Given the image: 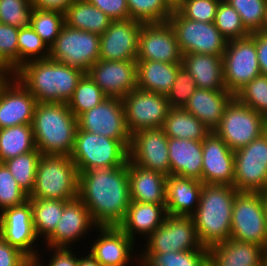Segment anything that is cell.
Segmentation results:
<instances>
[{
  "label": "cell",
  "mask_w": 267,
  "mask_h": 266,
  "mask_svg": "<svg viewBox=\"0 0 267 266\" xmlns=\"http://www.w3.org/2000/svg\"><path fill=\"white\" fill-rule=\"evenodd\" d=\"M78 198L98 227L118 226L131 202L128 161L121 167L79 172Z\"/></svg>",
  "instance_id": "6da1fadb"
},
{
  "label": "cell",
  "mask_w": 267,
  "mask_h": 266,
  "mask_svg": "<svg viewBox=\"0 0 267 266\" xmlns=\"http://www.w3.org/2000/svg\"><path fill=\"white\" fill-rule=\"evenodd\" d=\"M84 74L80 69L47 58L26 62L13 76L38 103H67Z\"/></svg>",
  "instance_id": "7a4b0ae2"
},
{
  "label": "cell",
  "mask_w": 267,
  "mask_h": 266,
  "mask_svg": "<svg viewBox=\"0 0 267 266\" xmlns=\"http://www.w3.org/2000/svg\"><path fill=\"white\" fill-rule=\"evenodd\" d=\"M238 191L229 185L203 184L192 215L197 236L205 248L230 239L233 203Z\"/></svg>",
  "instance_id": "3957f363"
},
{
  "label": "cell",
  "mask_w": 267,
  "mask_h": 266,
  "mask_svg": "<svg viewBox=\"0 0 267 266\" xmlns=\"http://www.w3.org/2000/svg\"><path fill=\"white\" fill-rule=\"evenodd\" d=\"M31 125L41 154L71 155L78 119L67 103H37Z\"/></svg>",
  "instance_id": "277c9868"
},
{
  "label": "cell",
  "mask_w": 267,
  "mask_h": 266,
  "mask_svg": "<svg viewBox=\"0 0 267 266\" xmlns=\"http://www.w3.org/2000/svg\"><path fill=\"white\" fill-rule=\"evenodd\" d=\"M79 172L70 156L42 154L29 198L71 201L78 197Z\"/></svg>",
  "instance_id": "5b68a950"
},
{
  "label": "cell",
  "mask_w": 267,
  "mask_h": 266,
  "mask_svg": "<svg viewBox=\"0 0 267 266\" xmlns=\"http://www.w3.org/2000/svg\"><path fill=\"white\" fill-rule=\"evenodd\" d=\"M128 148L120 141L77 129L70 158L78 172L97 168L124 166L129 159Z\"/></svg>",
  "instance_id": "8992f818"
},
{
  "label": "cell",
  "mask_w": 267,
  "mask_h": 266,
  "mask_svg": "<svg viewBox=\"0 0 267 266\" xmlns=\"http://www.w3.org/2000/svg\"><path fill=\"white\" fill-rule=\"evenodd\" d=\"M230 239L254 243L267 250L265 193L238 192L231 217Z\"/></svg>",
  "instance_id": "52a82bcc"
},
{
  "label": "cell",
  "mask_w": 267,
  "mask_h": 266,
  "mask_svg": "<svg viewBox=\"0 0 267 266\" xmlns=\"http://www.w3.org/2000/svg\"><path fill=\"white\" fill-rule=\"evenodd\" d=\"M183 54L202 53L223 56L228 40L213 22L204 23L185 18L176 8L168 19Z\"/></svg>",
  "instance_id": "ba28073f"
},
{
  "label": "cell",
  "mask_w": 267,
  "mask_h": 266,
  "mask_svg": "<svg viewBox=\"0 0 267 266\" xmlns=\"http://www.w3.org/2000/svg\"><path fill=\"white\" fill-rule=\"evenodd\" d=\"M267 120L234 97L214 132L232 151L243 148L263 134Z\"/></svg>",
  "instance_id": "9c48e42d"
},
{
  "label": "cell",
  "mask_w": 267,
  "mask_h": 266,
  "mask_svg": "<svg viewBox=\"0 0 267 266\" xmlns=\"http://www.w3.org/2000/svg\"><path fill=\"white\" fill-rule=\"evenodd\" d=\"M49 58L87 73L100 59V36L64 25L50 47Z\"/></svg>",
  "instance_id": "30bf717a"
},
{
  "label": "cell",
  "mask_w": 267,
  "mask_h": 266,
  "mask_svg": "<svg viewBox=\"0 0 267 266\" xmlns=\"http://www.w3.org/2000/svg\"><path fill=\"white\" fill-rule=\"evenodd\" d=\"M238 192H267V139L262 134L234 151V182Z\"/></svg>",
  "instance_id": "8fae6325"
},
{
  "label": "cell",
  "mask_w": 267,
  "mask_h": 266,
  "mask_svg": "<svg viewBox=\"0 0 267 266\" xmlns=\"http://www.w3.org/2000/svg\"><path fill=\"white\" fill-rule=\"evenodd\" d=\"M222 59L225 86L234 95L261 74L251 35L228 41Z\"/></svg>",
  "instance_id": "7c38bea8"
},
{
  "label": "cell",
  "mask_w": 267,
  "mask_h": 266,
  "mask_svg": "<svg viewBox=\"0 0 267 266\" xmlns=\"http://www.w3.org/2000/svg\"><path fill=\"white\" fill-rule=\"evenodd\" d=\"M142 253L202 250L192 216L167 214L164 223L147 239ZM145 249V250H144Z\"/></svg>",
  "instance_id": "4fadbf2b"
},
{
  "label": "cell",
  "mask_w": 267,
  "mask_h": 266,
  "mask_svg": "<svg viewBox=\"0 0 267 266\" xmlns=\"http://www.w3.org/2000/svg\"><path fill=\"white\" fill-rule=\"evenodd\" d=\"M77 119L80 130L120 140L128 149L130 148L131 134L126 125L122 99L107 97Z\"/></svg>",
  "instance_id": "5bb4252c"
},
{
  "label": "cell",
  "mask_w": 267,
  "mask_h": 266,
  "mask_svg": "<svg viewBox=\"0 0 267 266\" xmlns=\"http://www.w3.org/2000/svg\"><path fill=\"white\" fill-rule=\"evenodd\" d=\"M122 101L131 135L142 129L162 127L171 108L166 95L140 88L128 93Z\"/></svg>",
  "instance_id": "9a60e30c"
},
{
  "label": "cell",
  "mask_w": 267,
  "mask_h": 266,
  "mask_svg": "<svg viewBox=\"0 0 267 266\" xmlns=\"http://www.w3.org/2000/svg\"><path fill=\"white\" fill-rule=\"evenodd\" d=\"M129 160L141 168L170 175L168 137L162 127L142 129L131 135Z\"/></svg>",
  "instance_id": "2e32d148"
},
{
  "label": "cell",
  "mask_w": 267,
  "mask_h": 266,
  "mask_svg": "<svg viewBox=\"0 0 267 266\" xmlns=\"http://www.w3.org/2000/svg\"><path fill=\"white\" fill-rule=\"evenodd\" d=\"M0 236L8 244L23 252L32 262L40 256L34 246L39 238L33 226L32 206L29 199L0 213Z\"/></svg>",
  "instance_id": "e0dca14e"
},
{
  "label": "cell",
  "mask_w": 267,
  "mask_h": 266,
  "mask_svg": "<svg viewBox=\"0 0 267 266\" xmlns=\"http://www.w3.org/2000/svg\"><path fill=\"white\" fill-rule=\"evenodd\" d=\"M136 60L181 63L182 53L168 22L142 24Z\"/></svg>",
  "instance_id": "ac0fdd59"
},
{
  "label": "cell",
  "mask_w": 267,
  "mask_h": 266,
  "mask_svg": "<svg viewBox=\"0 0 267 266\" xmlns=\"http://www.w3.org/2000/svg\"><path fill=\"white\" fill-rule=\"evenodd\" d=\"M107 97L122 99L137 88V61L99 59L87 71Z\"/></svg>",
  "instance_id": "d6986e66"
},
{
  "label": "cell",
  "mask_w": 267,
  "mask_h": 266,
  "mask_svg": "<svg viewBox=\"0 0 267 266\" xmlns=\"http://www.w3.org/2000/svg\"><path fill=\"white\" fill-rule=\"evenodd\" d=\"M37 103L15 76L0 80V129L32 124Z\"/></svg>",
  "instance_id": "ffe728a7"
},
{
  "label": "cell",
  "mask_w": 267,
  "mask_h": 266,
  "mask_svg": "<svg viewBox=\"0 0 267 266\" xmlns=\"http://www.w3.org/2000/svg\"><path fill=\"white\" fill-rule=\"evenodd\" d=\"M142 24L131 18L112 20L108 29L100 36V59L136 60Z\"/></svg>",
  "instance_id": "44dd1931"
},
{
  "label": "cell",
  "mask_w": 267,
  "mask_h": 266,
  "mask_svg": "<svg viewBox=\"0 0 267 266\" xmlns=\"http://www.w3.org/2000/svg\"><path fill=\"white\" fill-rule=\"evenodd\" d=\"M202 151L201 182L233 186L234 151L214 131L202 141Z\"/></svg>",
  "instance_id": "7402d4cb"
},
{
  "label": "cell",
  "mask_w": 267,
  "mask_h": 266,
  "mask_svg": "<svg viewBox=\"0 0 267 266\" xmlns=\"http://www.w3.org/2000/svg\"><path fill=\"white\" fill-rule=\"evenodd\" d=\"M95 227L98 226L92 220L88 208L77 197L65 203L61 219L56 225V229L46 239L47 242H44L47 248H72L71 244H74L77 240L79 241V238L85 237L87 232Z\"/></svg>",
  "instance_id": "603a6c76"
},
{
  "label": "cell",
  "mask_w": 267,
  "mask_h": 266,
  "mask_svg": "<svg viewBox=\"0 0 267 266\" xmlns=\"http://www.w3.org/2000/svg\"><path fill=\"white\" fill-rule=\"evenodd\" d=\"M95 230L98 239L89 253L101 266H126L133 260L135 242L118 226H99Z\"/></svg>",
  "instance_id": "cb8c5ba5"
},
{
  "label": "cell",
  "mask_w": 267,
  "mask_h": 266,
  "mask_svg": "<svg viewBox=\"0 0 267 266\" xmlns=\"http://www.w3.org/2000/svg\"><path fill=\"white\" fill-rule=\"evenodd\" d=\"M234 97L227 90L197 88L183 109L198 118L210 131H214L221 122L225 108Z\"/></svg>",
  "instance_id": "d4e9b609"
},
{
  "label": "cell",
  "mask_w": 267,
  "mask_h": 266,
  "mask_svg": "<svg viewBox=\"0 0 267 266\" xmlns=\"http://www.w3.org/2000/svg\"><path fill=\"white\" fill-rule=\"evenodd\" d=\"M203 183L194 178L169 175L166 181V211L170 215L192 216L198 207Z\"/></svg>",
  "instance_id": "484cf974"
},
{
  "label": "cell",
  "mask_w": 267,
  "mask_h": 266,
  "mask_svg": "<svg viewBox=\"0 0 267 266\" xmlns=\"http://www.w3.org/2000/svg\"><path fill=\"white\" fill-rule=\"evenodd\" d=\"M266 251L258 244L228 239L208 248L209 266H258Z\"/></svg>",
  "instance_id": "4316f807"
},
{
  "label": "cell",
  "mask_w": 267,
  "mask_h": 266,
  "mask_svg": "<svg viewBox=\"0 0 267 266\" xmlns=\"http://www.w3.org/2000/svg\"><path fill=\"white\" fill-rule=\"evenodd\" d=\"M166 215L165 205L131 200L126 215L118 227L134 242H136L135 235H141L146 240L164 223Z\"/></svg>",
  "instance_id": "83f0119b"
},
{
  "label": "cell",
  "mask_w": 267,
  "mask_h": 266,
  "mask_svg": "<svg viewBox=\"0 0 267 266\" xmlns=\"http://www.w3.org/2000/svg\"><path fill=\"white\" fill-rule=\"evenodd\" d=\"M128 181L132 201L165 205V175L141 168L128 159Z\"/></svg>",
  "instance_id": "f1b7e54d"
},
{
  "label": "cell",
  "mask_w": 267,
  "mask_h": 266,
  "mask_svg": "<svg viewBox=\"0 0 267 266\" xmlns=\"http://www.w3.org/2000/svg\"><path fill=\"white\" fill-rule=\"evenodd\" d=\"M202 141L168 138L170 175L201 181Z\"/></svg>",
  "instance_id": "f546056e"
},
{
  "label": "cell",
  "mask_w": 267,
  "mask_h": 266,
  "mask_svg": "<svg viewBox=\"0 0 267 266\" xmlns=\"http://www.w3.org/2000/svg\"><path fill=\"white\" fill-rule=\"evenodd\" d=\"M181 65L191 74L197 88L227 90L222 56L187 53L182 55Z\"/></svg>",
  "instance_id": "4dcf8cb0"
},
{
  "label": "cell",
  "mask_w": 267,
  "mask_h": 266,
  "mask_svg": "<svg viewBox=\"0 0 267 266\" xmlns=\"http://www.w3.org/2000/svg\"><path fill=\"white\" fill-rule=\"evenodd\" d=\"M137 61V88L166 95L175 83L181 63H165L152 60Z\"/></svg>",
  "instance_id": "1f68e13d"
},
{
  "label": "cell",
  "mask_w": 267,
  "mask_h": 266,
  "mask_svg": "<svg viewBox=\"0 0 267 266\" xmlns=\"http://www.w3.org/2000/svg\"><path fill=\"white\" fill-rule=\"evenodd\" d=\"M65 25L101 36L109 27L110 19L88 0H75L64 13Z\"/></svg>",
  "instance_id": "d6a6232c"
},
{
  "label": "cell",
  "mask_w": 267,
  "mask_h": 266,
  "mask_svg": "<svg viewBox=\"0 0 267 266\" xmlns=\"http://www.w3.org/2000/svg\"><path fill=\"white\" fill-rule=\"evenodd\" d=\"M168 138L203 141L211 132L198 118L183 108L171 107L162 126Z\"/></svg>",
  "instance_id": "836d02e7"
},
{
  "label": "cell",
  "mask_w": 267,
  "mask_h": 266,
  "mask_svg": "<svg viewBox=\"0 0 267 266\" xmlns=\"http://www.w3.org/2000/svg\"><path fill=\"white\" fill-rule=\"evenodd\" d=\"M36 149L31 124L0 129V163Z\"/></svg>",
  "instance_id": "e575fe53"
},
{
  "label": "cell",
  "mask_w": 267,
  "mask_h": 266,
  "mask_svg": "<svg viewBox=\"0 0 267 266\" xmlns=\"http://www.w3.org/2000/svg\"><path fill=\"white\" fill-rule=\"evenodd\" d=\"M32 206L33 226L36 236L45 240L54 232L67 201L28 198Z\"/></svg>",
  "instance_id": "d590c367"
},
{
  "label": "cell",
  "mask_w": 267,
  "mask_h": 266,
  "mask_svg": "<svg viewBox=\"0 0 267 266\" xmlns=\"http://www.w3.org/2000/svg\"><path fill=\"white\" fill-rule=\"evenodd\" d=\"M140 255L137 256L139 266H209L208 248L205 247L202 250Z\"/></svg>",
  "instance_id": "8d00e7d4"
},
{
  "label": "cell",
  "mask_w": 267,
  "mask_h": 266,
  "mask_svg": "<svg viewBox=\"0 0 267 266\" xmlns=\"http://www.w3.org/2000/svg\"><path fill=\"white\" fill-rule=\"evenodd\" d=\"M41 155V152L36 148L31 152L18 155L3 162L19 187L28 196L34 188L37 166Z\"/></svg>",
  "instance_id": "74e56055"
},
{
  "label": "cell",
  "mask_w": 267,
  "mask_h": 266,
  "mask_svg": "<svg viewBox=\"0 0 267 266\" xmlns=\"http://www.w3.org/2000/svg\"><path fill=\"white\" fill-rule=\"evenodd\" d=\"M131 19L141 23L168 22L175 9L170 0H127Z\"/></svg>",
  "instance_id": "f35d334b"
},
{
  "label": "cell",
  "mask_w": 267,
  "mask_h": 266,
  "mask_svg": "<svg viewBox=\"0 0 267 266\" xmlns=\"http://www.w3.org/2000/svg\"><path fill=\"white\" fill-rule=\"evenodd\" d=\"M107 96L102 89L85 73L79 80L72 98L67 105L76 118L99 105Z\"/></svg>",
  "instance_id": "ab89813d"
},
{
  "label": "cell",
  "mask_w": 267,
  "mask_h": 266,
  "mask_svg": "<svg viewBox=\"0 0 267 266\" xmlns=\"http://www.w3.org/2000/svg\"><path fill=\"white\" fill-rule=\"evenodd\" d=\"M65 25L64 13L34 8L31 27L50 48Z\"/></svg>",
  "instance_id": "60d3db41"
},
{
  "label": "cell",
  "mask_w": 267,
  "mask_h": 266,
  "mask_svg": "<svg viewBox=\"0 0 267 266\" xmlns=\"http://www.w3.org/2000/svg\"><path fill=\"white\" fill-rule=\"evenodd\" d=\"M49 55L50 48L31 26L19 28L18 68L32 60L47 59Z\"/></svg>",
  "instance_id": "b9f144b4"
},
{
  "label": "cell",
  "mask_w": 267,
  "mask_h": 266,
  "mask_svg": "<svg viewBox=\"0 0 267 266\" xmlns=\"http://www.w3.org/2000/svg\"><path fill=\"white\" fill-rule=\"evenodd\" d=\"M213 23L228 41L250 35L243 26L239 13L225 0L220 1Z\"/></svg>",
  "instance_id": "7bdbcfd3"
},
{
  "label": "cell",
  "mask_w": 267,
  "mask_h": 266,
  "mask_svg": "<svg viewBox=\"0 0 267 266\" xmlns=\"http://www.w3.org/2000/svg\"><path fill=\"white\" fill-rule=\"evenodd\" d=\"M240 15L249 33L259 32L264 25L267 0H225Z\"/></svg>",
  "instance_id": "ee69618b"
},
{
  "label": "cell",
  "mask_w": 267,
  "mask_h": 266,
  "mask_svg": "<svg viewBox=\"0 0 267 266\" xmlns=\"http://www.w3.org/2000/svg\"><path fill=\"white\" fill-rule=\"evenodd\" d=\"M235 97L267 120V75L260 74L242 87Z\"/></svg>",
  "instance_id": "f6af8a7d"
},
{
  "label": "cell",
  "mask_w": 267,
  "mask_h": 266,
  "mask_svg": "<svg viewBox=\"0 0 267 266\" xmlns=\"http://www.w3.org/2000/svg\"><path fill=\"white\" fill-rule=\"evenodd\" d=\"M31 0H0V23L16 28L31 26Z\"/></svg>",
  "instance_id": "bcb514c9"
},
{
  "label": "cell",
  "mask_w": 267,
  "mask_h": 266,
  "mask_svg": "<svg viewBox=\"0 0 267 266\" xmlns=\"http://www.w3.org/2000/svg\"><path fill=\"white\" fill-rule=\"evenodd\" d=\"M28 195L19 187L4 163H0V213L28 200Z\"/></svg>",
  "instance_id": "7dc6e473"
},
{
  "label": "cell",
  "mask_w": 267,
  "mask_h": 266,
  "mask_svg": "<svg viewBox=\"0 0 267 266\" xmlns=\"http://www.w3.org/2000/svg\"><path fill=\"white\" fill-rule=\"evenodd\" d=\"M19 28L0 23V62L13 74L18 69Z\"/></svg>",
  "instance_id": "c3c4849f"
},
{
  "label": "cell",
  "mask_w": 267,
  "mask_h": 266,
  "mask_svg": "<svg viewBox=\"0 0 267 266\" xmlns=\"http://www.w3.org/2000/svg\"><path fill=\"white\" fill-rule=\"evenodd\" d=\"M221 0H180L175 8L185 17L194 21L214 22Z\"/></svg>",
  "instance_id": "681fc988"
},
{
  "label": "cell",
  "mask_w": 267,
  "mask_h": 266,
  "mask_svg": "<svg viewBox=\"0 0 267 266\" xmlns=\"http://www.w3.org/2000/svg\"><path fill=\"white\" fill-rule=\"evenodd\" d=\"M196 89L197 86L191 74L181 66L177 71L175 83L167 94L170 107L184 108Z\"/></svg>",
  "instance_id": "f907efd6"
},
{
  "label": "cell",
  "mask_w": 267,
  "mask_h": 266,
  "mask_svg": "<svg viewBox=\"0 0 267 266\" xmlns=\"http://www.w3.org/2000/svg\"><path fill=\"white\" fill-rule=\"evenodd\" d=\"M112 20L130 19L127 0H88Z\"/></svg>",
  "instance_id": "816d5d0a"
},
{
  "label": "cell",
  "mask_w": 267,
  "mask_h": 266,
  "mask_svg": "<svg viewBox=\"0 0 267 266\" xmlns=\"http://www.w3.org/2000/svg\"><path fill=\"white\" fill-rule=\"evenodd\" d=\"M32 261L0 236V266H29Z\"/></svg>",
  "instance_id": "f5cc1de1"
},
{
  "label": "cell",
  "mask_w": 267,
  "mask_h": 266,
  "mask_svg": "<svg viewBox=\"0 0 267 266\" xmlns=\"http://www.w3.org/2000/svg\"><path fill=\"white\" fill-rule=\"evenodd\" d=\"M49 250L53 253L51 254V259L48 262V266H78L79 265V257L73 254V250L66 247H49ZM78 257V258H77ZM41 257H37L34 263L37 266H44L43 261L40 259ZM41 261V262H39ZM46 266V265H45Z\"/></svg>",
  "instance_id": "db71d44e"
},
{
  "label": "cell",
  "mask_w": 267,
  "mask_h": 266,
  "mask_svg": "<svg viewBox=\"0 0 267 266\" xmlns=\"http://www.w3.org/2000/svg\"><path fill=\"white\" fill-rule=\"evenodd\" d=\"M255 40L257 59L261 74L267 75V34L259 32L250 33Z\"/></svg>",
  "instance_id": "11a10c76"
},
{
  "label": "cell",
  "mask_w": 267,
  "mask_h": 266,
  "mask_svg": "<svg viewBox=\"0 0 267 266\" xmlns=\"http://www.w3.org/2000/svg\"><path fill=\"white\" fill-rule=\"evenodd\" d=\"M75 0H31L34 8L65 13Z\"/></svg>",
  "instance_id": "9f6ffc18"
},
{
  "label": "cell",
  "mask_w": 267,
  "mask_h": 266,
  "mask_svg": "<svg viewBox=\"0 0 267 266\" xmlns=\"http://www.w3.org/2000/svg\"><path fill=\"white\" fill-rule=\"evenodd\" d=\"M87 256L81 257L79 256V265L78 266H101L92 256L91 254H86Z\"/></svg>",
  "instance_id": "6f0895ef"
},
{
  "label": "cell",
  "mask_w": 267,
  "mask_h": 266,
  "mask_svg": "<svg viewBox=\"0 0 267 266\" xmlns=\"http://www.w3.org/2000/svg\"><path fill=\"white\" fill-rule=\"evenodd\" d=\"M13 74L0 62V80L7 79Z\"/></svg>",
  "instance_id": "680465c9"
},
{
  "label": "cell",
  "mask_w": 267,
  "mask_h": 266,
  "mask_svg": "<svg viewBox=\"0 0 267 266\" xmlns=\"http://www.w3.org/2000/svg\"><path fill=\"white\" fill-rule=\"evenodd\" d=\"M261 33H265L267 34V7H266V14H265V21H264V25L260 30Z\"/></svg>",
  "instance_id": "91938a15"
},
{
  "label": "cell",
  "mask_w": 267,
  "mask_h": 266,
  "mask_svg": "<svg viewBox=\"0 0 267 266\" xmlns=\"http://www.w3.org/2000/svg\"><path fill=\"white\" fill-rule=\"evenodd\" d=\"M262 264L263 266H267V251L264 253Z\"/></svg>",
  "instance_id": "94428289"
},
{
  "label": "cell",
  "mask_w": 267,
  "mask_h": 266,
  "mask_svg": "<svg viewBox=\"0 0 267 266\" xmlns=\"http://www.w3.org/2000/svg\"><path fill=\"white\" fill-rule=\"evenodd\" d=\"M265 212H266V221H267V192L265 193Z\"/></svg>",
  "instance_id": "6125c7cd"
},
{
  "label": "cell",
  "mask_w": 267,
  "mask_h": 266,
  "mask_svg": "<svg viewBox=\"0 0 267 266\" xmlns=\"http://www.w3.org/2000/svg\"><path fill=\"white\" fill-rule=\"evenodd\" d=\"M263 135H264V136L266 137V139H267V123H266V125H265V127H264Z\"/></svg>",
  "instance_id": "be15d7a7"
},
{
  "label": "cell",
  "mask_w": 267,
  "mask_h": 266,
  "mask_svg": "<svg viewBox=\"0 0 267 266\" xmlns=\"http://www.w3.org/2000/svg\"><path fill=\"white\" fill-rule=\"evenodd\" d=\"M174 5H176L180 0H170Z\"/></svg>",
  "instance_id": "e7e4bbea"
},
{
  "label": "cell",
  "mask_w": 267,
  "mask_h": 266,
  "mask_svg": "<svg viewBox=\"0 0 267 266\" xmlns=\"http://www.w3.org/2000/svg\"><path fill=\"white\" fill-rule=\"evenodd\" d=\"M29 266H37L34 262H32Z\"/></svg>",
  "instance_id": "03108f58"
}]
</instances>
